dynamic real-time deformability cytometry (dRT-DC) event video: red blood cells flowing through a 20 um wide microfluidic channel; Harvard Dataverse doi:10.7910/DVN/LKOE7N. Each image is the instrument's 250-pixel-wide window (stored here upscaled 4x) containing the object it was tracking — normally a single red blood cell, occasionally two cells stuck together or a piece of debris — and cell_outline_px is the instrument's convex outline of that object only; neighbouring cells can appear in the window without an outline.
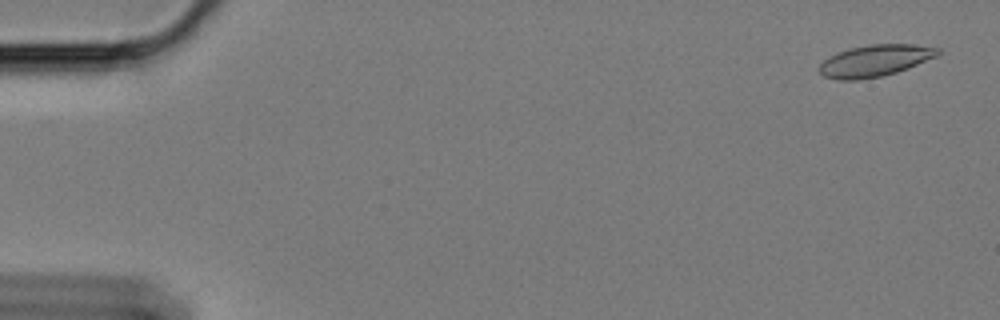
{"species": "Egyptian fruit bat (a non-hibernating species)", "species_latin": "Rousettus aegyptiacus", "temperature_condition": "cold", "stored_images_in_passage": 53, "camera_frame_rate_fps": 3000, "um_per_image_px": 0.085, "animal": {"sex": "female"}, "frame": {"image": 1, "passage_image": 3, "time_ms": 0.667, "image_size_px": [1000, 320], "cell_outline_px": [[940, 52], [936, 56], [908, 68], [896, 72], [880, 76], [860, 80], [840, 80], [824, 76], [816, 68], [828, 56], [836, 52], [848, 48], [868, 44], [912, 44], [940, 48]], "centroid_in_image_um": [74.32, 5.15], "position_along_channel_um": 10.7, "area_um2": 21.96}}
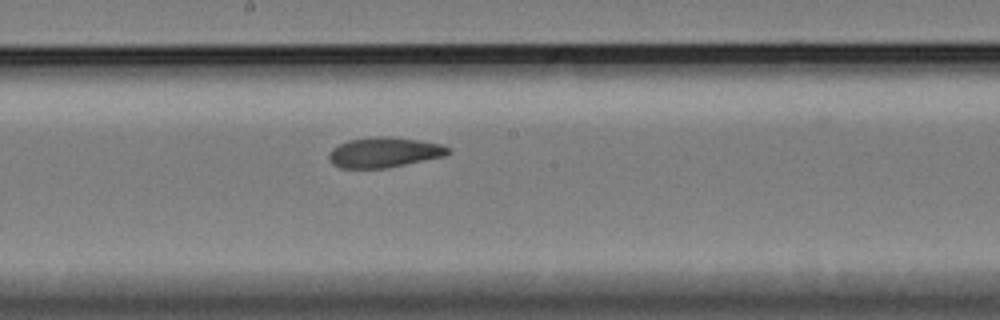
{"frame": {"image": 2, "passage_image": 33, "time_ms": 10.667, "image_size_px": [1000, 320], "cell_outline_px": [[452, 152], [444, 156], [388, 168], [340, 168], [332, 164], [328, 156], [332, 148], [348, 140], [372, 136], [392, 136], [440, 144], [452, 148]], "centroid_in_image_um": [32.66, 12.95], "position_along_channel_um": 215.5, "area_um2": 21.1}}
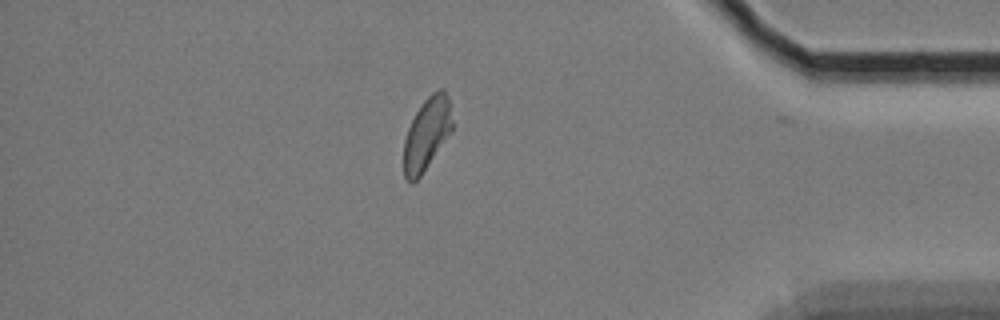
{"frame": {"image": 3, "passage_image": 52, "time_ms": 17.0, "image_size_px": [1000, 320], "cell_outline_px": [[452, 132], [420, 176], [412, 184], [404, 176], [404, 140], [408, 128], [416, 112], [424, 100], [432, 92], [440, 88], [444, 88], [448, 96], [452, 120]], "centroid_in_image_um": [36.29, 11.36], "position_along_channel_um": 398.9, "area_um2": 20.4}, "authors_computed_cell_mechanics": {"area_um2": 21.386, "velocity_mm_per_s": 3.3842, "shape_relaxation_time_tau1_ms": 9.3771, "shape_relaxation_time_tau2_ms": 2.8034, "deformation_change_tau1": 0.1779, "deformation_change_tau2": 0.0755}}